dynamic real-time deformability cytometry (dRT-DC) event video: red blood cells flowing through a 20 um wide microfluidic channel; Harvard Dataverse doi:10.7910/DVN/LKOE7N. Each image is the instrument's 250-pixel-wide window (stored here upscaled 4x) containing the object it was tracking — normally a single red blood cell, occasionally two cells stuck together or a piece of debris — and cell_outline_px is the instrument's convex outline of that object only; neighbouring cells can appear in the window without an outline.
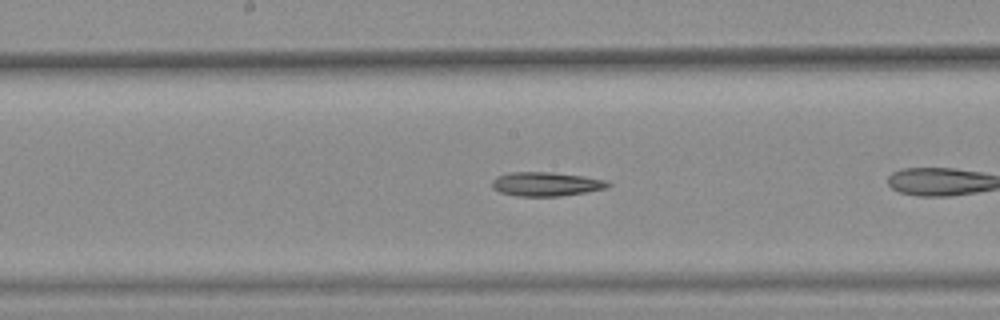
{"species": "common noctule bat (a hibernating species)", "species_latin": "Nyctalus noctula", "temperature_condition": "warm", "stored_images_in_passage": 27, "camera_frame_rate_fps": 3000, "um_per_image_px": 0.085, "animal": {"sex": "female", "body_mass_g": 25.1}, "frame": {"image": 1, "passage_image": 8, "time_ms": 2.333, "image_size_px": [1000, 320], "cell_outline_px": [[612, 184], [608, 188], [560, 196], [516, 196], [500, 192], [492, 188], [492, 180], [496, 176], [512, 172], [552, 172], [584, 176], [608, 180]], "centroid_in_image_um": [46.43, 15.64], "position_along_channel_um": 201.8, "area_um2": 16.36}, "authors_computed_cell_mechanics": {"area_um2": 16.0684, "velocity_mm_per_s": 3.7663, "shape_relaxation_time_tau1_ms": null, "shape_relaxation_time_tau2_ms": 10.7216, "deformation_change_tau1": null, "deformation_change_tau2": 0.2344}}